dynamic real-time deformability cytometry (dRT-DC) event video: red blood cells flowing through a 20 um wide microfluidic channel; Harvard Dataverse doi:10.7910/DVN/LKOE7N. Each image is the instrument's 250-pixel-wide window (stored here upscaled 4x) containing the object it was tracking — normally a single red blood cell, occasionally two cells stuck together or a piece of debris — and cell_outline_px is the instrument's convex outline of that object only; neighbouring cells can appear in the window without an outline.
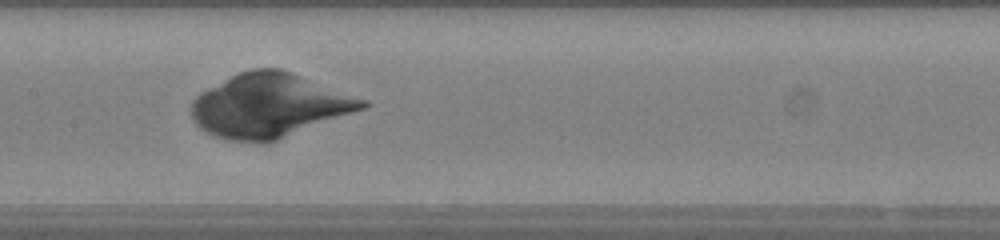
{"species": "human", "species_latin": "Homo sapiens", "temperature_condition": "warm", "stored_images_in_passage": 47, "camera_frame_rate_fps": 3000, "um_per_image_px": 0.085, "donor": {"sex": "female"}, "frame": {"image": 1, "passage_image": 22, "time_ms": 7.0, "image_size_px": [1000, 240], "cell_outline_px": [[372, 104], [364, 108], [268, 144], [264, 144], [228, 140], [216, 136], [200, 128], [192, 120], [192, 100], [200, 92], [240, 72], [252, 68], [280, 68], [292, 72], [368, 100]], "centroid_in_image_um": [22.9, 8.99], "position_along_channel_um": 184.5, "area_um2": 63.7}}